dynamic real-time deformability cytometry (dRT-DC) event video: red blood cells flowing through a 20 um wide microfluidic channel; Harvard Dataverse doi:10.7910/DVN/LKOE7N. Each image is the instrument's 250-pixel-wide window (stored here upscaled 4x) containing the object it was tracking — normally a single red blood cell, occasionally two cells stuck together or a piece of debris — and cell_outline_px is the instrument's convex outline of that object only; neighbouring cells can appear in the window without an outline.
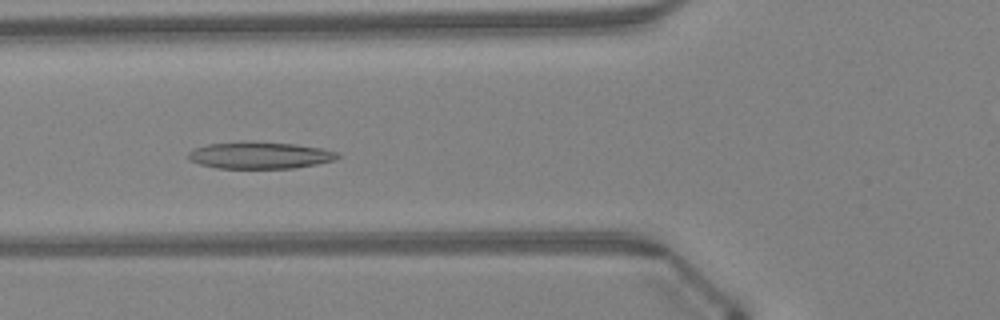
{"species": "Egyptian fruit bat (a non-hibernating species)", "species_latin": "Rousettus aegyptiacus", "temperature_condition": "warm", "stored_images_in_passage": 47, "camera_frame_rate_fps": 3000, "um_per_image_px": 0.085, "animal": {"sex": "female"}, "frame": {"image": 1, "passage_image": 18, "time_ms": 5.667, "image_size_px": [1000, 320], "cell_outline_px": [[344, 156], [336, 160], [296, 168], [216, 168], [200, 164], [188, 160], [188, 152], [192, 148], [208, 144], [296, 144], [320, 148], [340, 152]], "centroid_in_image_um": [22.15, 13.24], "position_along_channel_um": 103.6, "area_um2": 22.66}}
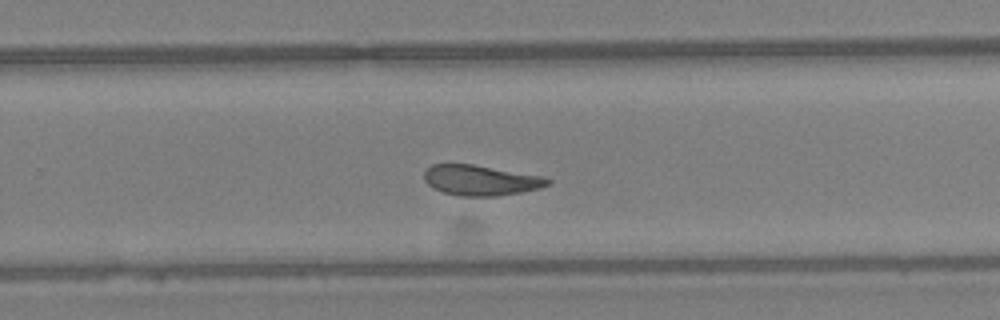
{"frame": {"image": 2, "passage_image": 31, "time_ms": 10.0, "image_size_px": [1000, 320], "cell_outline_px": [[552, 180], [548, 184], [540, 188], [520, 192], [496, 196], [460, 196], [444, 192], [432, 188], [424, 180], [424, 172], [432, 164], [472, 164], [544, 176]], "centroid_in_image_um": [40.85, 15.32], "position_along_channel_um": 288.9, "area_um2": 21.79}}
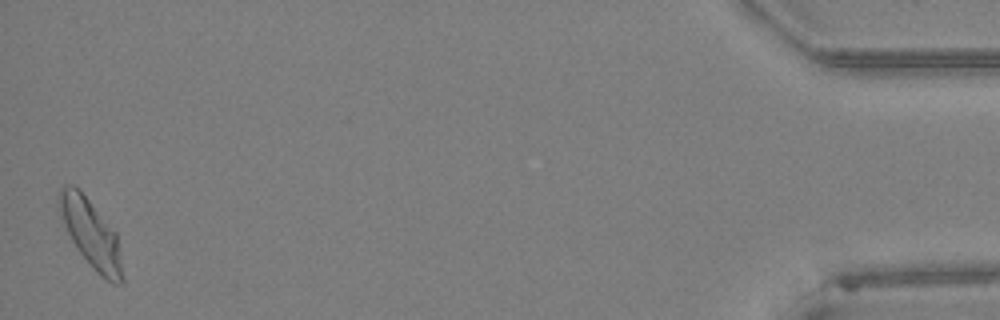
{"frame": {"image": 3, "passage_image": 47, "time_ms": 15.333, "image_size_px": [1000, 320], "cell_outline_px": [[124, 280], [120, 284], [112, 284], [100, 276], [96, 272], [80, 252], [72, 240], [64, 224], [56, 204], [60, 188], [64, 184], [72, 184], [88, 200], [116, 232]], "centroid_in_image_um": [7.72, 19.87], "position_along_channel_um": 427.5, "area_um2": 24.68}, "authors_computed_cell_mechanics": {"area_um2": 23.0622, "velocity_mm_per_s": 4.2949, "shape_relaxation_time_tau1_ms": null, "shape_relaxation_time_tau2_ms": 3.5487, "deformation_change_tau1": null, "deformation_change_tau2": 0.1166}}